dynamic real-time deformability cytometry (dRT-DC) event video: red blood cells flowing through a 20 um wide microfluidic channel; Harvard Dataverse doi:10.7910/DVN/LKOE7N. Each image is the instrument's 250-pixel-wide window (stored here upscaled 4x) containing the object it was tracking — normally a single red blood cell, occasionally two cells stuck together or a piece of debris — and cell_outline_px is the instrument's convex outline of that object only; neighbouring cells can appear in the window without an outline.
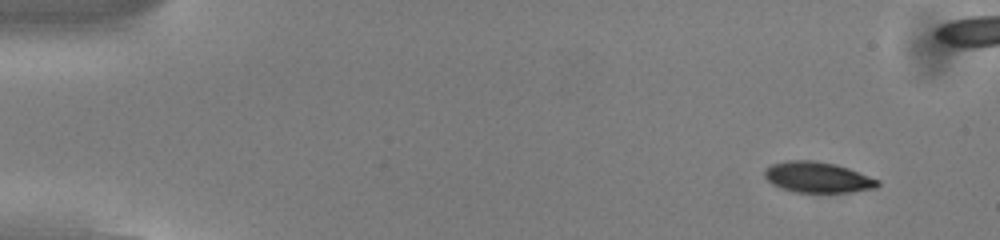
{"species": "common noctule bat (a hibernating species)", "species_latin": "Nyctalus noctula", "temperature_condition": "cold", "stored_images_in_passage": 17, "camera_frame_rate_fps": 3000, "um_per_image_px": 0.085, "animal": {"sex": "male", "body_mass_g": 13.0, "forearm_length_mm": 53.1}, "frame": {"image": 1, "passage_image": 5, "time_ms": 1.333, "image_size_px": [1000, 240], "cell_outline_px": [[880, 184], [876, 188], [852, 192], [796, 192], [780, 188], [772, 184], [764, 176], [764, 172], [772, 164], [788, 160], [816, 160], [836, 164], [848, 168], [880, 180]], "centroid_in_image_um": [69.52, 15.07], "position_along_channel_um": 15.5, "area_um2": 20.29}}